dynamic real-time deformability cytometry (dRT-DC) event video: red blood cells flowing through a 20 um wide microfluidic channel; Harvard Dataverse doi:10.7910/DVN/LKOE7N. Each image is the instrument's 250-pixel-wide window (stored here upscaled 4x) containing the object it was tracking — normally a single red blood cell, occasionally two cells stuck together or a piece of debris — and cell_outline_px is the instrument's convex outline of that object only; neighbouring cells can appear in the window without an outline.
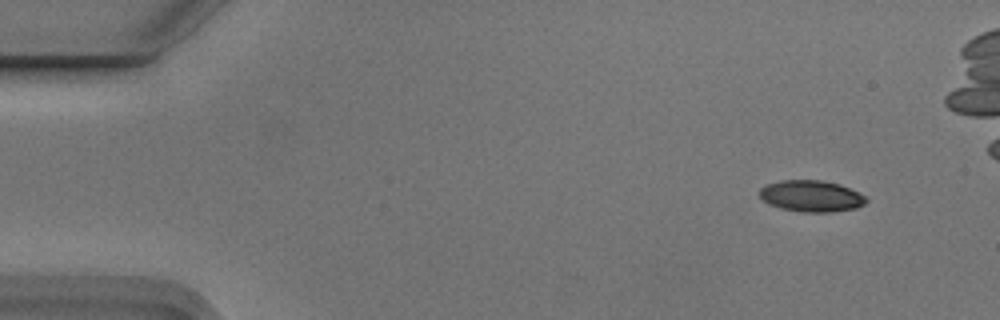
{"species": "Egyptian fruit bat (a non-hibernating species)", "species_latin": "Rousettus aegyptiacus", "temperature_condition": "cold", "stored_images_in_passage": 2, "camera_frame_rate_fps": 3000, "um_per_image_px": 0.085, "animal": {"sex": "male"}, "frame": {"image": 1, "passage_image": 1, "time_ms": 0.0, "image_size_px": [1000, 320], "cell_outline_px": [[868, 200], [864, 204], [856, 208], [832, 212], [804, 212], [780, 208], [768, 204], [760, 196], [760, 188], [768, 184], [780, 180], [820, 180], [840, 184], [864, 196]], "centroid_in_image_um": [68.95, 16.67], "position_along_channel_um": 16.1, "area_um2": 19.36}}